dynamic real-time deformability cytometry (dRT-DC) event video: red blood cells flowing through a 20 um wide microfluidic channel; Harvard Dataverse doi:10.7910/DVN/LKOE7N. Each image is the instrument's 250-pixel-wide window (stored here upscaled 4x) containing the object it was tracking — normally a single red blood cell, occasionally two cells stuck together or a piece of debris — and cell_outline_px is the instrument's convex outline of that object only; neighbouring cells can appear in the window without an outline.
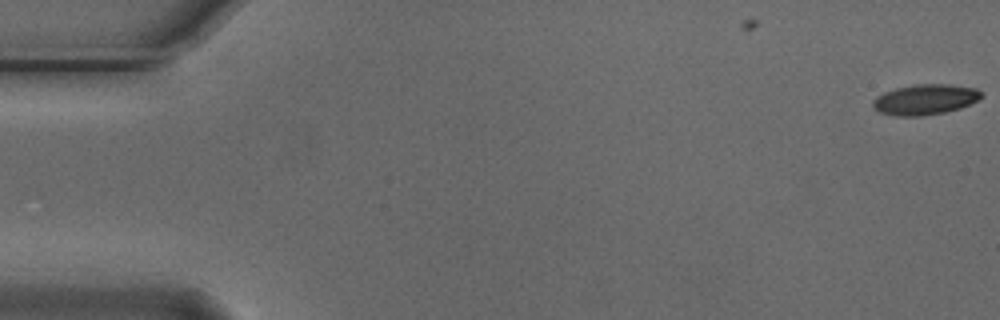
{"species": "Egyptian fruit bat (a non-hibernating species)", "species_latin": "Rousettus aegyptiacus", "temperature_condition": "cold", "stored_images_in_passage": 2, "camera_frame_rate_fps": 3000, "um_per_image_px": 0.085, "animal": {"sex": "male"}, "frame": {"image": 1, "passage_image": 2, "time_ms": 0.333, "image_size_px": [1000, 320], "cell_outline_px": [[984, 96], [960, 108], [944, 112], [920, 116], [896, 116], [880, 112], [872, 108], [872, 100], [876, 96], [884, 92], [896, 88], [916, 84], [948, 84], [976, 88]], "centroid_in_image_um": [78.59, 8.45], "position_along_channel_um": 6.4, "area_um2": 19.19}}